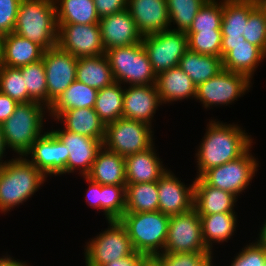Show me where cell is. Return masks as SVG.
<instances>
[{
	"label": "cell",
	"mask_w": 266,
	"mask_h": 266,
	"mask_svg": "<svg viewBox=\"0 0 266 266\" xmlns=\"http://www.w3.org/2000/svg\"><path fill=\"white\" fill-rule=\"evenodd\" d=\"M223 17V0H208L200 7L187 32L201 30H221Z\"/></svg>",
	"instance_id": "ab89813d"
},
{
	"label": "cell",
	"mask_w": 266,
	"mask_h": 266,
	"mask_svg": "<svg viewBox=\"0 0 266 266\" xmlns=\"http://www.w3.org/2000/svg\"><path fill=\"white\" fill-rule=\"evenodd\" d=\"M127 10L142 36L170 28L166 0H128Z\"/></svg>",
	"instance_id": "ffe728a7"
},
{
	"label": "cell",
	"mask_w": 266,
	"mask_h": 266,
	"mask_svg": "<svg viewBox=\"0 0 266 266\" xmlns=\"http://www.w3.org/2000/svg\"><path fill=\"white\" fill-rule=\"evenodd\" d=\"M126 209V185H101V211L106 220H119Z\"/></svg>",
	"instance_id": "f35d334b"
},
{
	"label": "cell",
	"mask_w": 266,
	"mask_h": 266,
	"mask_svg": "<svg viewBox=\"0 0 266 266\" xmlns=\"http://www.w3.org/2000/svg\"><path fill=\"white\" fill-rule=\"evenodd\" d=\"M114 81L121 84L151 85L156 83V74L142 42L129 46L107 49Z\"/></svg>",
	"instance_id": "8992f818"
},
{
	"label": "cell",
	"mask_w": 266,
	"mask_h": 266,
	"mask_svg": "<svg viewBox=\"0 0 266 266\" xmlns=\"http://www.w3.org/2000/svg\"><path fill=\"white\" fill-rule=\"evenodd\" d=\"M76 80L97 90H101L115 82L105 54L78 58Z\"/></svg>",
	"instance_id": "83f0119b"
},
{
	"label": "cell",
	"mask_w": 266,
	"mask_h": 266,
	"mask_svg": "<svg viewBox=\"0 0 266 266\" xmlns=\"http://www.w3.org/2000/svg\"><path fill=\"white\" fill-rule=\"evenodd\" d=\"M128 0H94L99 18L127 9Z\"/></svg>",
	"instance_id": "bcb514c9"
},
{
	"label": "cell",
	"mask_w": 266,
	"mask_h": 266,
	"mask_svg": "<svg viewBox=\"0 0 266 266\" xmlns=\"http://www.w3.org/2000/svg\"><path fill=\"white\" fill-rule=\"evenodd\" d=\"M105 51L142 42V34L127 9L101 18L98 22Z\"/></svg>",
	"instance_id": "ac0fdd59"
},
{
	"label": "cell",
	"mask_w": 266,
	"mask_h": 266,
	"mask_svg": "<svg viewBox=\"0 0 266 266\" xmlns=\"http://www.w3.org/2000/svg\"><path fill=\"white\" fill-rule=\"evenodd\" d=\"M155 85L162 104L196 98V85L179 66L159 73Z\"/></svg>",
	"instance_id": "d4e9b609"
},
{
	"label": "cell",
	"mask_w": 266,
	"mask_h": 266,
	"mask_svg": "<svg viewBox=\"0 0 266 266\" xmlns=\"http://www.w3.org/2000/svg\"><path fill=\"white\" fill-rule=\"evenodd\" d=\"M235 195L221 189L209 186L201 177L194 180L193 208L198 215L217 213H235Z\"/></svg>",
	"instance_id": "cb8c5ba5"
},
{
	"label": "cell",
	"mask_w": 266,
	"mask_h": 266,
	"mask_svg": "<svg viewBox=\"0 0 266 266\" xmlns=\"http://www.w3.org/2000/svg\"><path fill=\"white\" fill-rule=\"evenodd\" d=\"M243 37L266 54V17L258 6L249 13Z\"/></svg>",
	"instance_id": "b9f144b4"
},
{
	"label": "cell",
	"mask_w": 266,
	"mask_h": 266,
	"mask_svg": "<svg viewBox=\"0 0 266 266\" xmlns=\"http://www.w3.org/2000/svg\"><path fill=\"white\" fill-rule=\"evenodd\" d=\"M202 237L206 247L212 252L213 243L227 242L236 231V213L199 215ZM213 241V242H212Z\"/></svg>",
	"instance_id": "4dcf8cb0"
},
{
	"label": "cell",
	"mask_w": 266,
	"mask_h": 266,
	"mask_svg": "<svg viewBox=\"0 0 266 266\" xmlns=\"http://www.w3.org/2000/svg\"><path fill=\"white\" fill-rule=\"evenodd\" d=\"M68 148L67 174L79 170L78 174L86 176L95 161L99 150L103 147L101 140L80 135L65 129L51 130Z\"/></svg>",
	"instance_id": "2e32d148"
},
{
	"label": "cell",
	"mask_w": 266,
	"mask_h": 266,
	"mask_svg": "<svg viewBox=\"0 0 266 266\" xmlns=\"http://www.w3.org/2000/svg\"><path fill=\"white\" fill-rule=\"evenodd\" d=\"M234 256L230 266H266V249L257 241L247 244Z\"/></svg>",
	"instance_id": "ee69618b"
},
{
	"label": "cell",
	"mask_w": 266,
	"mask_h": 266,
	"mask_svg": "<svg viewBox=\"0 0 266 266\" xmlns=\"http://www.w3.org/2000/svg\"><path fill=\"white\" fill-rule=\"evenodd\" d=\"M211 252L202 237L200 216L194 208L169 218L163 253Z\"/></svg>",
	"instance_id": "7c38bea8"
},
{
	"label": "cell",
	"mask_w": 266,
	"mask_h": 266,
	"mask_svg": "<svg viewBox=\"0 0 266 266\" xmlns=\"http://www.w3.org/2000/svg\"><path fill=\"white\" fill-rule=\"evenodd\" d=\"M123 96L124 89L116 81L98 90L94 109L105 125L123 117Z\"/></svg>",
	"instance_id": "e575fe53"
},
{
	"label": "cell",
	"mask_w": 266,
	"mask_h": 266,
	"mask_svg": "<svg viewBox=\"0 0 266 266\" xmlns=\"http://www.w3.org/2000/svg\"><path fill=\"white\" fill-rule=\"evenodd\" d=\"M154 146L125 157L126 184L159 181L168 171L155 153Z\"/></svg>",
	"instance_id": "44dd1931"
},
{
	"label": "cell",
	"mask_w": 266,
	"mask_h": 266,
	"mask_svg": "<svg viewBox=\"0 0 266 266\" xmlns=\"http://www.w3.org/2000/svg\"><path fill=\"white\" fill-rule=\"evenodd\" d=\"M170 18L177 28L170 30L187 32L205 0H166Z\"/></svg>",
	"instance_id": "8d00e7d4"
},
{
	"label": "cell",
	"mask_w": 266,
	"mask_h": 266,
	"mask_svg": "<svg viewBox=\"0 0 266 266\" xmlns=\"http://www.w3.org/2000/svg\"><path fill=\"white\" fill-rule=\"evenodd\" d=\"M186 34L190 51L221 57V30H201L200 32H186Z\"/></svg>",
	"instance_id": "60d3db41"
},
{
	"label": "cell",
	"mask_w": 266,
	"mask_h": 266,
	"mask_svg": "<svg viewBox=\"0 0 266 266\" xmlns=\"http://www.w3.org/2000/svg\"><path fill=\"white\" fill-rule=\"evenodd\" d=\"M179 67L191 78L196 87L223 69L222 58L199 54L189 49L180 59Z\"/></svg>",
	"instance_id": "f546056e"
},
{
	"label": "cell",
	"mask_w": 266,
	"mask_h": 266,
	"mask_svg": "<svg viewBox=\"0 0 266 266\" xmlns=\"http://www.w3.org/2000/svg\"><path fill=\"white\" fill-rule=\"evenodd\" d=\"M246 41V39L241 35V37H222V44H237Z\"/></svg>",
	"instance_id": "db71d44e"
},
{
	"label": "cell",
	"mask_w": 266,
	"mask_h": 266,
	"mask_svg": "<svg viewBox=\"0 0 266 266\" xmlns=\"http://www.w3.org/2000/svg\"><path fill=\"white\" fill-rule=\"evenodd\" d=\"M56 121H63V129L104 141L106 125L94 108H78L62 112Z\"/></svg>",
	"instance_id": "4316f807"
},
{
	"label": "cell",
	"mask_w": 266,
	"mask_h": 266,
	"mask_svg": "<svg viewBox=\"0 0 266 266\" xmlns=\"http://www.w3.org/2000/svg\"><path fill=\"white\" fill-rule=\"evenodd\" d=\"M170 216L160 211L124 213L119 219L136 252L148 257L163 253Z\"/></svg>",
	"instance_id": "5b68a950"
},
{
	"label": "cell",
	"mask_w": 266,
	"mask_h": 266,
	"mask_svg": "<svg viewBox=\"0 0 266 266\" xmlns=\"http://www.w3.org/2000/svg\"><path fill=\"white\" fill-rule=\"evenodd\" d=\"M86 177L101 185H126L125 157L103 146Z\"/></svg>",
	"instance_id": "484cf974"
},
{
	"label": "cell",
	"mask_w": 266,
	"mask_h": 266,
	"mask_svg": "<svg viewBox=\"0 0 266 266\" xmlns=\"http://www.w3.org/2000/svg\"><path fill=\"white\" fill-rule=\"evenodd\" d=\"M108 229L85 246L86 266H102L135 252L126 228L119 220L108 221Z\"/></svg>",
	"instance_id": "ba28073f"
},
{
	"label": "cell",
	"mask_w": 266,
	"mask_h": 266,
	"mask_svg": "<svg viewBox=\"0 0 266 266\" xmlns=\"http://www.w3.org/2000/svg\"><path fill=\"white\" fill-rule=\"evenodd\" d=\"M44 49L14 32L1 37L0 65L22 67L40 61Z\"/></svg>",
	"instance_id": "7402d4cb"
},
{
	"label": "cell",
	"mask_w": 266,
	"mask_h": 266,
	"mask_svg": "<svg viewBox=\"0 0 266 266\" xmlns=\"http://www.w3.org/2000/svg\"><path fill=\"white\" fill-rule=\"evenodd\" d=\"M98 90L75 80L48 108L54 120L64 111L94 108Z\"/></svg>",
	"instance_id": "f1b7e54d"
},
{
	"label": "cell",
	"mask_w": 266,
	"mask_h": 266,
	"mask_svg": "<svg viewBox=\"0 0 266 266\" xmlns=\"http://www.w3.org/2000/svg\"><path fill=\"white\" fill-rule=\"evenodd\" d=\"M46 178L24 156L8 160L0 170V212H8L26 202Z\"/></svg>",
	"instance_id": "7a4b0ae2"
},
{
	"label": "cell",
	"mask_w": 266,
	"mask_h": 266,
	"mask_svg": "<svg viewBox=\"0 0 266 266\" xmlns=\"http://www.w3.org/2000/svg\"><path fill=\"white\" fill-rule=\"evenodd\" d=\"M265 223L262 224L263 226L260 228L259 232V238L257 239V242L262 245L266 249V220Z\"/></svg>",
	"instance_id": "f5cc1de1"
},
{
	"label": "cell",
	"mask_w": 266,
	"mask_h": 266,
	"mask_svg": "<svg viewBox=\"0 0 266 266\" xmlns=\"http://www.w3.org/2000/svg\"><path fill=\"white\" fill-rule=\"evenodd\" d=\"M20 71L29 98L47 107V83L43 59L20 67Z\"/></svg>",
	"instance_id": "d590c367"
},
{
	"label": "cell",
	"mask_w": 266,
	"mask_h": 266,
	"mask_svg": "<svg viewBox=\"0 0 266 266\" xmlns=\"http://www.w3.org/2000/svg\"><path fill=\"white\" fill-rule=\"evenodd\" d=\"M147 257L148 256L144 255L143 253L135 251L131 255L111 261L110 263L102 266H141L142 262Z\"/></svg>",
	"instance_id": "681fc988"
},
{
	"label": "cell",
	"mask_w": 266,
	"mask_h": 266,
	"mask_svg": "<svg viewBox=\"0 0 266 266\" xmlns=\"http://www.w3.org/2000/svg\"><path fill=\"white\" fill-rule=\"evenodd\" d=\"M257 6L263 11L266 17V0H256Z\"/></svg>",
	"instance_id": "9f6ffc18"
},
{
	"label": "cell",
	"mask_w": 266,
	"mask_h": 266,
	"mask_svg": "<svg viewBox=\"0 0 266 266\" xmlns=\"http://www.w3.org/2000/svg\"><path fill=\"white\" fill-rule=\"evenodd\" d=\"M159 211L158 181L126 184L125 213Z\"/></svg>",
	"instance_id": "836d02e7"
},
{
	"label": "cell",
	"mask_w": 266,
	"mask_h": 266,
	"mask_svg": "<svg viewBox=\"0 0 266 266\" xmlns=\"http://www.w3.org/2000/svg\"><path fill=\"white\" fill-rule=\"evenodd\" d=\"M141 266H162L160 264V261L154 256V257H147L143 262Z\"/></svg>",
	"instance_id": "11a10c76"
},
{
	"label": "cell",
	"mask_w": 266,
	"mask_h": 266,
	"mask_svg": "<svg viewBox=\"0 0 266 266\" xmlns=\"http://www.w3.org/2000/svg\"><path fill=\"white\" fill-rule=\"evenodd\" d=\"M159 211L168 216L182 214L193 208L194 181L187 187L168 170L158 181Z\"/></svg>",
	"instance_id": "e0dca14e"
},
{
	"label": "cell",
	"mask_w": 266,
	"mask_h": 266,
	"mask_svg": "<svg viewBox=\"0 0 266 266\" xmlns=\"http://www.w3.org/2000/svg\"><path fill=\"white\" fill-rule=\"evenodd\" d=\"M266 54L257 46L248 41L237 44H222L221 58L223 69L240 73L250 80Z\"/></svg>",
	"instance_id": "603a6c76"
},
{
	"label": "cell",
	"mask_w": 266,
	"mask_h": 266,
	"mask_svg": "<svg viewBox=\"0 0 266 266\" xmlns=\"http://www.w3.org/2000/svg\"><path fill=\"white\" fill-rule=\"evenodd\" d=\"M22 0H0V36L14 32Z\"/></svg>",
	"instance_id": "f6af8a7d"
},
{
	"label": "cell",
	"mask_w": 266,
	"mask_h": 266,
	"mask_svg": "<svg viewBox=\"0 0 266 266\" xmlns=\"http://www.w3.org/2000/svg\"><path fill=\"white\" fill-rule=\"evenodd\" d=\"M83 178L87 181L89 188L87 189L86 200L89 206L101 210V184L96 183L86 176Z\"/></svg>",
	"instance_id": "7dc6e473"
},
{
	"label": "cell",
	"mask_w": 266,
	"mask_h": 266,
	"mask_svg": "<svg viewBox=\"0 0 266 266\" xmlns=\"http://www.w3.org/2000/svg\"><path fill=\"white\" fill-rule=\"evenodd\" d=\"M15 100L0 92V124L2 125L13 113L18 105Z\"/></svg>",
	"instance_id": "c3c4849f"
},
{
	"label": "cell",
	"mask_w": 266,
	"mask_h": 266,
	"mask_svg": "<svg viewBox=\"0 0 266 266\" xmlns=\"http://www.w3.org/2000/svg\"><path fill=\"white\" fill-rule=\"evenodd\" d=\"M23 79L20 67L0 65V92L6 94L17 103L32 102Z\"/></svg>",
	"instance_id": "74e56055"
},
{
	"label": "cell",
	"mask_w": 266,
	"mask_h": 266,
	"mask_svg": "<svg viewBox=\"0 0 266 266\" xmlns=\"http://www.w3.org/2000/svg\"><path fill=\"white\" fill-rule=\"evenodd\" d=\"M57 46L77 58L105 54L99 24H58Z\"/></svg>",
	"instance_id": "5bb4252c"
},
{
	"label": "cell",
	"mask_w": 266,
	"mask_h": 266,
	"mask_svg": "<svg viewBox=\"0 0 266 266\" xmlns=\"http://www.w3.org/2000/svg\"><path fill=\"white\" fill-rule=\"evenodd\" d=\"M47 108L76 80L77 57L58 46L44 50Z\"/></svg>",
	"instance_id": "4fadbf2b"
},
{
	"label": "cell",
	"mask_w": 266,
	"mask_h": 266,
	"mask_svg": "<svg viewBox=\"0 0 266 266\" xmlns=\"http://www.w3.org/2000/svg\"><path fill=\"white\" fill-rule=\"evenodd\" d=\"M212 252L161 253L155 256L162 266H206L212 259Z\"/></svg>",
	"instance_id": "7bdbcfd3"
},
{
	"label": "cell",
	"mask_w": 266,
	"mask_h": 266,
	"mask_svg": "<svg viewBox=\"0 0 266 266\" xmlns=\"http://www.w3.org/2000/svg\"><path fill=\"white\" fill-rule=\"evenodd\" d=\"M206 133L196 153L198 174L242 156L253 143L251 135L237 124L209 121Z\"/></svg>",
	"instance_id": "6da1fadb"
},
{
	"label": "cell",
	"mask_w": 266,
	"mask_h": 266,
	"mask_svg": "<svg viewBox=\"0 0 266 266\" xmlns=\"http://www.w3.org/2000/svg\"><path fill=\"white\" fill-rule=\"evenodd\" d=\"M256 0H223L222 37H241Z\"/></svg>",
	"instance_id": "1f68e13d"
},
{
	"label": "cell",
	"mask_w": 266,
	"mask_h": 266,
	"mask_svg": "<svg viewBox=\"0 0 266 266\" xmlns=\"http://www.w3.org/2000/svg\"><path fill=\"white\" fill-rule=\"evenodd\" d=\"M124 88L123 117L141 121L152 126V118L162 105L155 84L131 85Z\"/></svg>",
	"instance_id": "d6986e66"
},
{
	"label": "cell",
	"mask_w": 266,
	"mask_h": 266,
	"mask_svg": "<svg viewBox=\"0 0 266 266\" xmlns=\"http://www.w3.org/2000/svg\"><path fill=\"white\" fill-rule=\"evenodd\" d=\"M6 149H7V146H6L5 140H4L2 125L0 124V165H2V166L7 162L6 160L4 162L2 160L3 156H5L4 153H5Z\"/></svg>",
	"instance_id": "816d5d0a"
},
{
	"label": "cell",
	"mask_w": 266,
	"mask_h": 266,
	"mask_svg": "<svg viewBox=\"0 0 266 266\" xmlns=\"http://www.w3.org/2000/svg\"><path fill=\"white\" fill-rule=\"evenodd\" d=\"M14 33L37 43L44 50L57 46L58 24L54 0H22Z\"/></svg>",
	"instance_id": "3957f363"
},
{
	"label": "cell",
	"mask_w": 266,
	"mask_h": 266,
	"mask_svg": "<svg viewBox=\"0 0 266 266\" xmlns=\"http://www.w3.org/2000/svg\"><path fill=\"white\" fill-rule=\"evenodd\" d=\"M0 266H28L26 262H22L20 260H15L10 255L6 254V256L0 257Z\"/></svg>",
	"instance_id": "f907efd6"
},
{
	"label": "cell",
	"mask_w": 266,
	"mask_h": 266,
	"mask_svg": "<svg viewBox=\"0 0 266 266\" xmlns=\"http://www.w3.org/2000/svg\"><path fill=\"white\" fill-rule=\"evenodd\" d=\"M151 127L122 117L106 125L103 146L123 157L144 151L154 144Z\"/></svg>",
	"instance_id": "52a82bcc"
},
{
	"label": "cell",
	"mask_w": 266,
	"mask_h": 266,
	"mask_svg": "<svg viewBox=\"0 0 266 266\" xmlns=\"http://www.w3.org/2000/svg\"><path fill=\"white\" fill-rule=\"evenodd\" d=\"M54 2L57 24H98L100 20L94 0H54Z\"/></svg>",
	"instance_id": "d6a6232c"
},
{
	"label": "cell",
	"mask_w": 266,
	"mask_h": 266,
	"mask_svg": "<svg viewBox=\"0 0 266 266\" xmlns=\"http://www.w3.org/2000/svg\"><path fill=\"white\" fill-rule=\"evenodd\" d=\"M213 261L211 260L206 266H213Z\"/></svg>",
	"instance_id": "6f0895ef"
},
{
	"label": "cell",
	"mask_w": 266,
	"mask_h": 266,
	"mask_svg": "<svg viewBox=\"0 0 266 266\" xmlns=\"http://www.w3.org/2000/svg\"><path fill=\"white\" fill-rule=\"evenodd\" d=\"M29 155L31 159H28ZM24 157L46 177L67 173L69 150L52 131L41 135Z\"/></svg>",
	"instance_id": "9a60e30c"
},
{
	"label": "cell",
	"mask_w": 266,
	"mask_h": 266,
	"mask_svg": "<svg viewBox=\"0 0 266 266\" xmlns=\"http://www.w3.org/2000/svg\"><path fill=\"white\" fill-rule=\"evenodd\" d=\"M251 80L240 73L222 69L196 88V98L208 109L210 106L229 105L251 88Z\"/></svg>",
	"instance_id": "8fae6325"
},
{
	"label": "cell",
	"mask_w": 266,
	"mask_h": 266,
	"mask_svg": "<svg viewBox=\"0 0 266 266\" xmlns=\"http://www.w3.org/2000/svg\"><path fill=\"white\" fill-rule=\"evenodd\" d=\"M142 44L157 76L179 66L180 59L188 50V36L186 32L168 29L144 35Z\"/></svg>",
	"instance_id": "9c48e42d"
},
{
	"label": "cell",
	"mask_w": 266,
	"mask_h": 266,
	"mask_svg": "<svg viewBox=\"0 0 266 266\" xmlns=\"http://www.w3.org/2000/svg\"><path fill=\"white\" fill-rule=\"evenodd\" d=\"M252 146L240 157L207 170L201 178L209 185L236 197L246 190L257 172L258 161L251 154Z\"/></svg>",
	"instance_id": "30bf717a"
},
{
	"label": "cell",
	"mask_w": 266,
	"mask_h": 266,
	"mask_svg": "<svg viewBox=\"0 0 266 266\" xmlns=\"http://www.w3.org/2000/svg\"><path fill=\"white\" fill-rule=\"evenodd\" d=\"M46 108L34 101L19 103L14 113L2 124L5 144L19 154L17 156H25L32 144L45 133L42 129L44 114L49 112Z\"/></svg>",
	"instance_id": "277c9868"
}]
</instances>
